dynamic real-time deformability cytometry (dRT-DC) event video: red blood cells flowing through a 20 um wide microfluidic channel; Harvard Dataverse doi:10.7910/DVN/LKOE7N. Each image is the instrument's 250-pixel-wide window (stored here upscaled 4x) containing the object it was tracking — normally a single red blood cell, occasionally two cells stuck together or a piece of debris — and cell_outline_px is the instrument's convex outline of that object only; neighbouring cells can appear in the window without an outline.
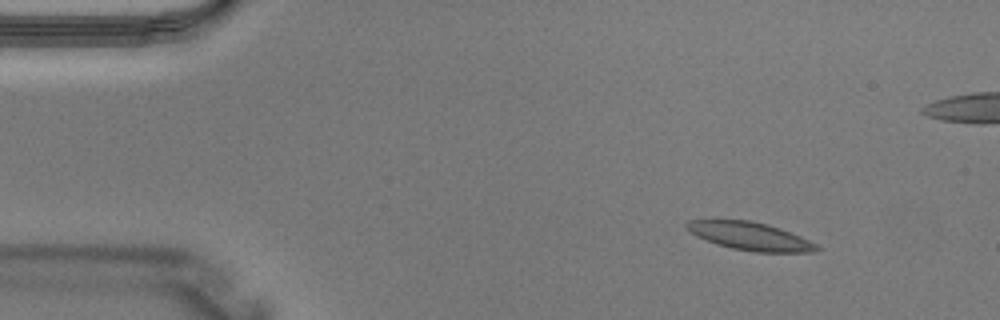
{"species": "Egyptian fruit bat (a non-hibernating species)", "species_latin": "Rousettus aegyptiacus", "temperature_condition": "warm", "stored_images_in_passage": 2, "camera_frame_rate_fps": 3000, "um_per_image_px": 0.085, "animal": {"sex": "male"}, "frame": {"image": 1, "passage_image": 1, "time_ms": 0.0, "image_size_px": [1000, 320], "cell_outline_px": [[820, 248], [812, 252], [756, 252], [732, 248], [716, 244], [696, 236], [684, 224], [688, 220], [748, 220], [768, 224], [780, 228], [800, 236], [816, 244]], "centroid_in_image_um": [63.75, 20.07], "position_along_channel_um": 21.2, "area_um2": 20.98}}
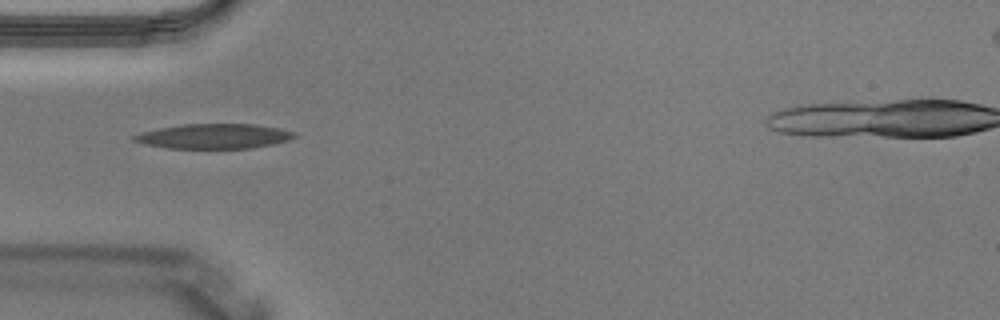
{"frame": {"image": 2, "passage_image": 2, "time_ms": 0.333, "image_size_px": [1000, 320], "cell_outline_px": [[300, 136], [288, 140], [272, 144], [252, 148], [168, 148], [144, 144], [132, 140], [132, 136], [144, 132], [160, 128], [184, 124], [252, 124], [280, 128], [296, 132]], "centroid_in_image_um": [18.25, 11.58], "position_along_channel_um": 66.8, "area_um2": 23.12}}